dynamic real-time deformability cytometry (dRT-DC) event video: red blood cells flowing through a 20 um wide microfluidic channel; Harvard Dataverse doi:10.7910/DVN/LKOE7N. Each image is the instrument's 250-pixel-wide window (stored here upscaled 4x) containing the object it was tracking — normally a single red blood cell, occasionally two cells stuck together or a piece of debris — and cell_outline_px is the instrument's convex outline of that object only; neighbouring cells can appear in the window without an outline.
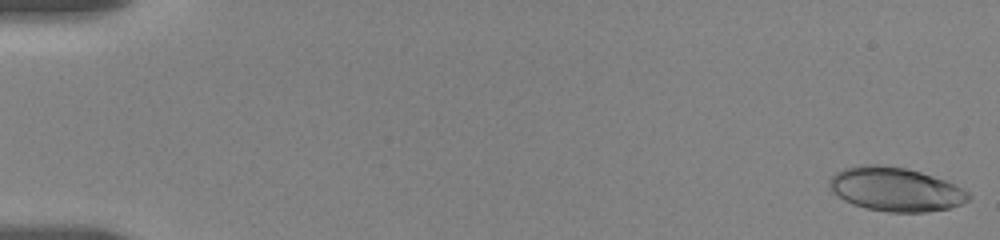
{"species": "human", "species_latin": "Homo sapiens", "temperature_condition": "room temperature", "stored_images_in_passage": 55, "camera_frame_rate_fps": 3000, "um_per_image_px": 0.085, "donor": {"sex": "female"}, "frame": {"image": 1, "passage_image": 1, "time_ms": 0.0, "image_size_px": [1000, 240], "cell_outline_px": [[972, 196], [968, 200], [960, 204], [948, 208], [928, 212], [888, 212], [868, 208], [852, 204], [844, 200], [832, 192], [828, 184], [828, 180], [836, 172], [844, 168], [860, 164], [884, 164], [908, 168], [956, 184], [968, 192]], "centroid_in_image_um": [76.1, 16.07], "position_along_channel_um": 8.9, "area_um2": 35.78}}
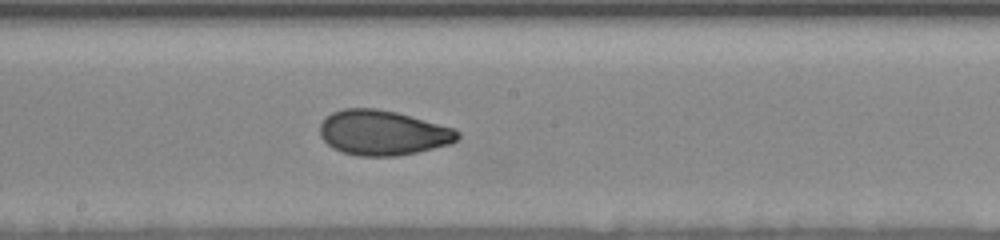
{"frame": {"image": 2, "passage_image": 31, "time_ms": 10.0, "image_size_px": [1000, 240], "cell_outline_px": [[460, 136], [452, 144], [416, 152], [396, 156], [356, 156], [340, 152], [332, 148], [320, 136], [320, 124], [332, 112], [344, 108], [376, 108], [396, 112], [456, 128], [460, 132]], "centroid_in_image_um": [32.55, 11.29], "position_along_channel_um": 215.6, "area_um2": 36.3}}
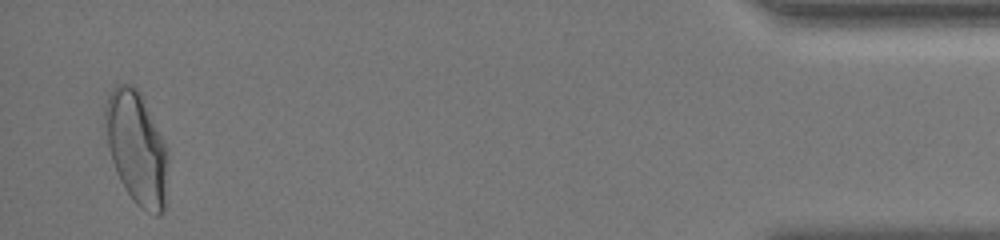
{"frame": {"image": 3, "passage_image": 54, "time_ms": 17.667, "image_size_px": [1000, 240], "cell_outline_px": [[168, 156], [164, 212], [160, 216], [156, 216], [140, 208], [136, 204], [120, 180], [116, 172], [108, 148], [104, 116], [104, 104], [108, 92], [116, 84], [132, 84], [140, 92], [168, 148]], "centroid_in_image_um": [11.61, 12.55], "position_along_channel_um": 423.6, "area_um2": 41.56}, "authors_computed_cell_mechanics": {"area_um2": 35.4314, "velocity_mm_per_s": 3.6476, "shape_relaxation_time_tau1_ms": 8.2371, "shape_relaxation_time_tau2_ms": 1.1588, "deformation_change_tau1": 0.2045, "deformation_change_tau2": 0.0596}}